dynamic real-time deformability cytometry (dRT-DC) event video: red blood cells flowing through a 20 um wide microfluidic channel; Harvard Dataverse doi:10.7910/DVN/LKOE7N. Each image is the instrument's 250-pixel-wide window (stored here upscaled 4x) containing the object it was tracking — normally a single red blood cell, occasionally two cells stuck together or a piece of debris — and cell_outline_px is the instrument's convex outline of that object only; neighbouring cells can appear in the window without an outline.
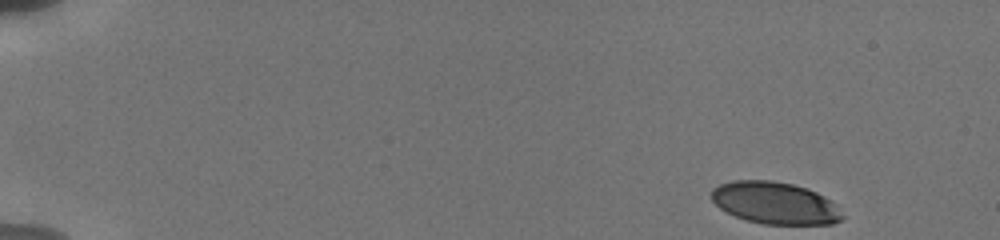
{"species": "human", "species_latin": "Homo sapiens", "temperature_condition": "cold", "stored_images_in_passage": 16, "camera_frame_rate_fps": 3000, "um_per_image_px": 0.085, "donor": {"sex": "male"}, "frame": {"image": 1, "passage_image": 1, "time_ms": 0.0, "image_size_px": [1000, 240], "cell_outline_px": [[844, 220], [832, 224], [764, 224], [748, 220], [736, 216], [720, 208], [708, 196], [712, 188], [720, 184], [732, 180], [772, 180], [792, 184], [816, 192], [832, 200], [836, 204], [844, 216]], "centroid_in_image_um": [65.88, 17.25], "position_along_channel_um": 19.1, "area_um2": 32.25}}
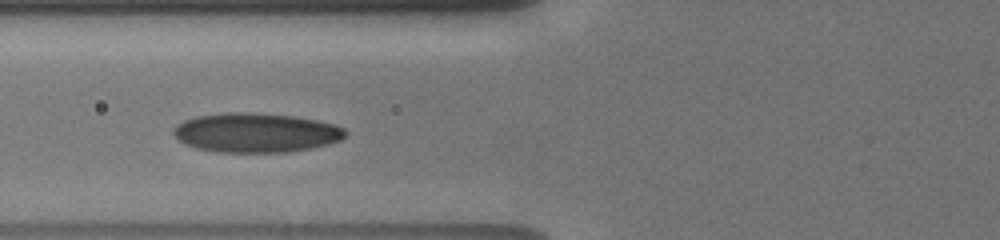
{"frame": {"image": 2, "passage_image": 12, "time_ms": 6.0, "image_size_px": [1000, 240], "cell_outline_px": [[348, 132], [340, 140], [328, 144], [288, 152], [216, 152], [196, 148], [184, 144], [172, 132], [172, 128], [176, 124], [184, 120], [196, 116], [228, 112], [252, 112], [292, 116], [316, 120], [332, 124], [344, 128]], "centroid_in_image_um": [21.71, 11.27], "position_along_channel_um": 104.1, "area_um2": 39.42}}
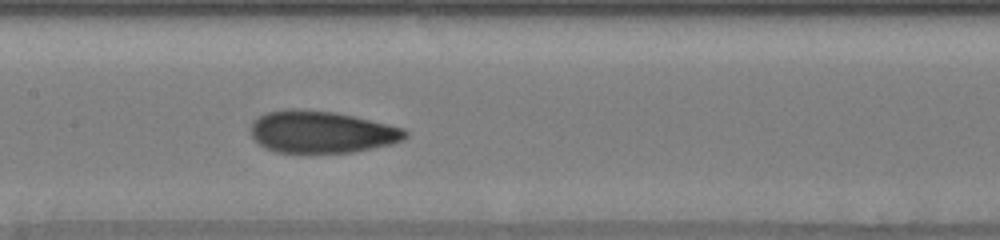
{"frame": {"image": 3, "passage_image": 16, "time_ms": 8.0, "image_size_px": [1000, 240], "cell_outline_px": [[408, 136], [404, 140], [392, 144], [352, 152], [276, 152], [264, 148], [252, 136], [252, 120], [268, 112], [284, 108], [296, 108], [336, 112], [388, 124], [404, 128], [408, 132]], "centroid_in_image_um": [27.34, 11.2], "position_along_channel_um": 180.1, "area_um2": 37.92}}